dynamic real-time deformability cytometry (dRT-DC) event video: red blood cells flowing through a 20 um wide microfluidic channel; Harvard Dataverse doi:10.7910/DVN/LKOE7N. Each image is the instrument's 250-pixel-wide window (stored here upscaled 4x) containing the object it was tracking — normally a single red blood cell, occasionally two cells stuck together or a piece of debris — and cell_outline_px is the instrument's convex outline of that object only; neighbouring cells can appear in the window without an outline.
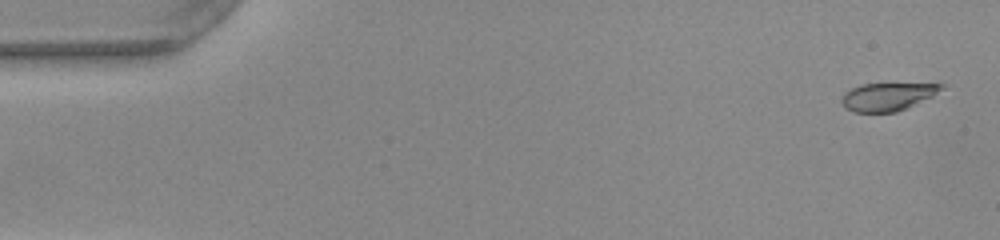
{"species": "common noctule bat (a hibernating species)", "species_latin": "Nyctalus noctula", "temperature_condition": "warm", "stored_images_in_passage": 50, "camera_frame_rate_fps": 3000, "um_per_image_px": 0.085, "animal": {"sex": "female", "body_mass_g": 22.0, "forearm_length_mm": 56.7}, "frame": {"image": 1, "passage_image": 2, "time_ms": 0.333, "image_size_px": [1000, 240], "cell_outline_px": [[944, 88], [932, 96], [908, 108], [896, 112], [852, 112], [844, 108], [840, 100], [844, 92], [860, 84], [944, 84]], "centroid_in_image_um": [75.39, 8.23], "position_along_channel_um": 9.6, "area_um2": 16.24}}
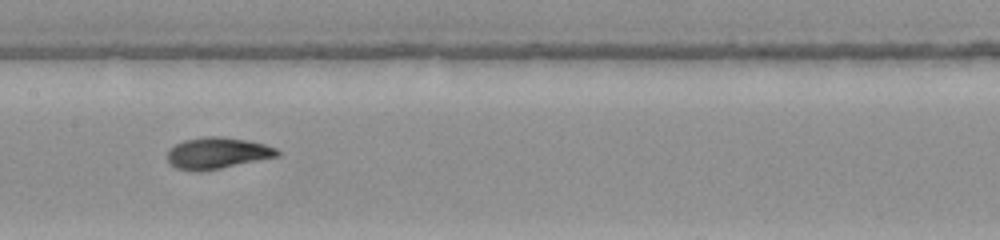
{"frame": {"image": 2, "passage_image": 26, "time_ms": 8.333, "image_size_px": [1000, 240], "cell_outline_px": [[280, 156], [220, 168], [176, 168], [168, 160], [168, 148], [184, 140], [208, 136], [220, 136], [248, 140], [264, 144], [276, 148], [280, 152]], "centroid_in_image_um": [18.53, 12.96], "position_along_channel_um": 188.9, "area_um2": 19.42}}
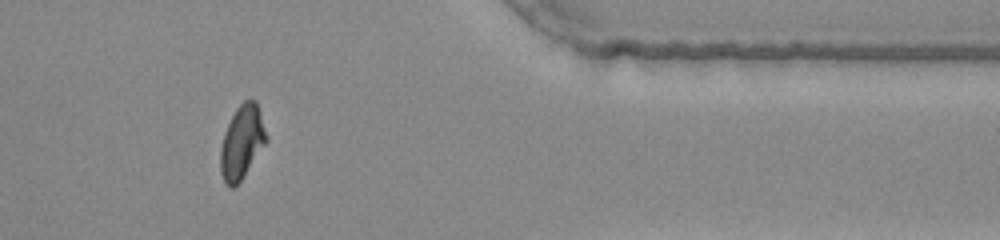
{"frame": {"image": 3, "passage_image": 43, "time_ms": 14.0, "image_size_px": [1000, 240], "cell_outline_px": [[268, 140], [240, 180], [232, 188], [224, 180], [220, 172], [220, 148], [224, 132], [236, 108], [244, 100], [256, 100], [260, 112]], "centroid_in_image_um": [20.55, 12.05], "position_along_channel_um": 390.8, "area_um2": 19.25}, "authors_computed_cell_mechanics": {"area_um2": 19.4208, "velocity_mm_per_s": 3.972, "shape_relaxation_time_tau1_ms": 6.2431, "shape_relaxation_time_tau2_ms": 0.6945, "deformation_change_tau1": 0.2476, "deformation_change_tau2": 0.045}}